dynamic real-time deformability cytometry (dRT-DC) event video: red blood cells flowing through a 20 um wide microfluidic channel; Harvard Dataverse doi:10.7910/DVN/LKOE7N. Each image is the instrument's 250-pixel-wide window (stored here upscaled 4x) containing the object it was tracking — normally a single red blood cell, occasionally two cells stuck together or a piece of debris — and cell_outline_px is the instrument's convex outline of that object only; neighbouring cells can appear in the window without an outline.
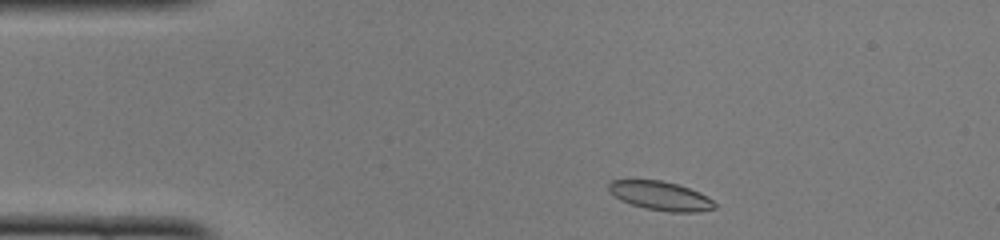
{"species": "common noctule bat (a hibernating species)", "species_latin": "Nyctalus noctula", "temperature_condition": "cold", "stored_images_in_passage": 42, "camera_frame_rate_fps": 3000, "um_per_image_px": 0.085, "animal": {"sex": "female", "body_mass_g": 22.0, "forearm_length_mm": 56.7}, "frame": {"image": 1, "passage_image": 2, "time_ms": 0.333, "image_size_px": [1000, 240], "cell_outline_px": [[716, 208], [696, 212], [672, 212], [644, 208], [620, 200], [608, 192], [608, 184], [612, 180], [660, 180], [676, 184], [700, 192], [708, 196], [716, 204]], "centroid_in_image_um": [56.13, 16.65], "position_along_channel_um": 28.9, "area_um2": 17.86}}
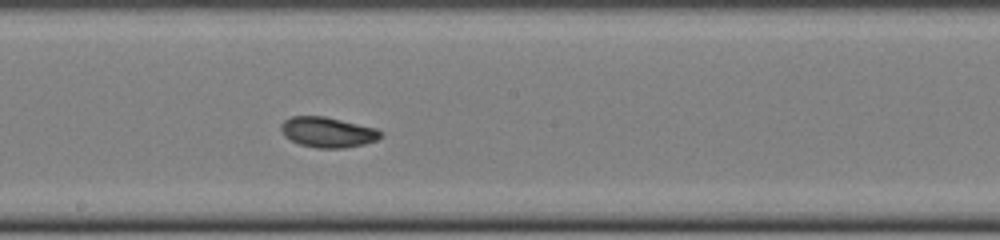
{"frame": {"image": 2, "passage_image": 20, "time_ms": 6.333, "image_size_px": [1000, 240], "cell_outline_px": [[380, 136], [376, 140], [364, 144], [344, 148], [316, 148], [300, 144], [284, 136], [280, 128], [280, 124], [284, 120], [292, 116], [324, 116], [376, 128], [380, 132]], "centroid_in_image_um": [27.81, 11.23], "position_along_channel_um": 220.4, "area_um2": 17.46}}
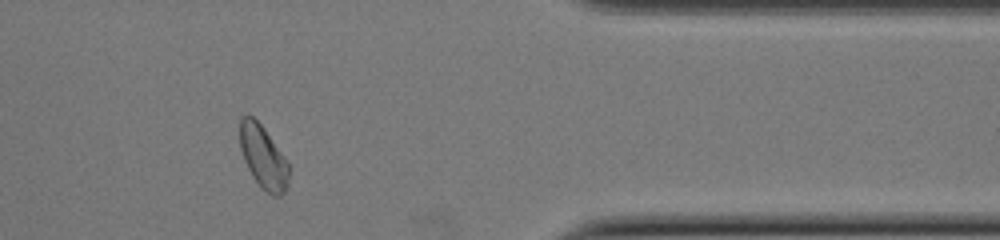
{"frame": {"image": 3, "passage_image": 34, "time_ms": 11.0, "image_size_px": [1000, 240], "cell_outline_px": [[288, 188], [280, 196], [272, 196], [260, 188], [252, 176], [244, 160], [240, 148], [240, 116], [252, 116], [264, 128], [288, 160]], "centroid_in_image_um": [22.38, 13.38], "position_along_channel_um": 389.0, "area_um2": 18.15}, "authors_computed_cell_mechanics": {"area_um2": 17.8891, "velocity_mm_per_s": 4.061, "shape_relaxation_time_tau1_ms": 3.2297, "shape_relaxation_time_tau2_ms": 3.0089, "deformation_change_tau1": 0.115, "deformation_change_tau2": 0.0701}}